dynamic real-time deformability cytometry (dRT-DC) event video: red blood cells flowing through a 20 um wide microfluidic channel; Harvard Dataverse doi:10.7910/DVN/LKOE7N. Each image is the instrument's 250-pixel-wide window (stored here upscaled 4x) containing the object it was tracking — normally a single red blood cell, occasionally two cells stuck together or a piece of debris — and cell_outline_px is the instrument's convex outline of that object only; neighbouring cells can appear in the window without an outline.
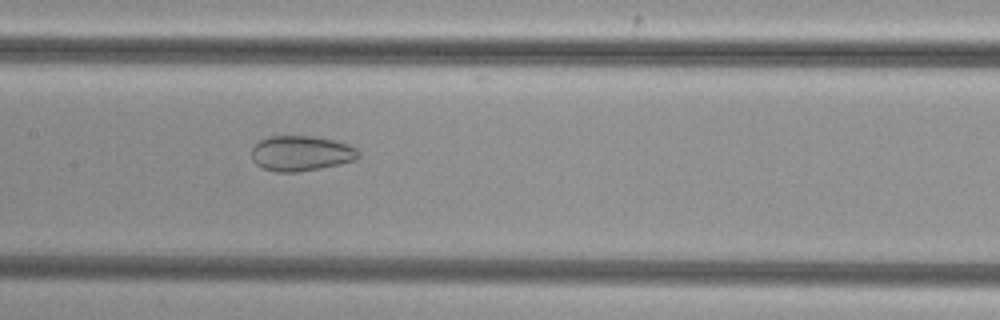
{"species": "common noctule bat (a hibernating species)", "species_latin": "Nyctalus noctula", "temperature_condition": "cold", "stored_images_in_passage": 40, "camera_frame_rate_fps": 3000, "um_per_image_px": 0.085, "animal": {"sex": "female", "body_mass_g": 29.2, "forearm_length_mm": 56.3}, "frame": {"image": 1, "passage_image": 14, "time_ms": 4.333, "image_size_px": [1000, 320], "cell_outline_px": [[360, 156], [356, 160], [340, 164], [300, 172], [276, 172], [264, 168], [256, 164], [252, 160], [252, 148], [260, 140], [272, 136], [312, 136], [332, 140], [348, 144], [356, 148], [360, 152]], "centroid_in_image_um": [25.61, 13.04], "position_along_channel_um": 181.8, "area_um2": 21.96}}
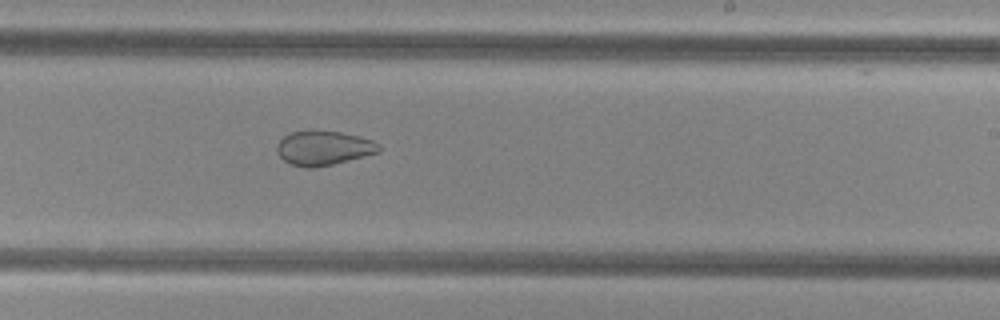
{"frame": {"image": 2, "passage_image": 20, "time_ms": 6.333, "image_size_px": [1000, 320], "cell_outline_px": [[380, 152], [316, 168], [304, 168], [292, 164], [284, 160], [276, 152], [276, 144], [284, 136], [292, 132], [312, 128], [340, 132], [360, 136], [372, 140], [380, 144]], "centroid_in_image_um": [27.48, 12.55], "position_along_channel_um": 261.5, "area_um2": 20.87}}
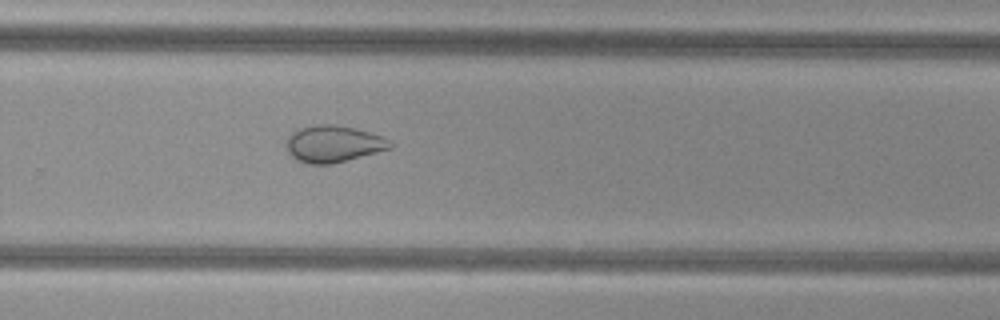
{"frame": {"image": 3, "passage_image": 23, "time_ms": 7.333, "image_size_px": [1000, 320], "cell_outline_px": [[392, 148], [332, 164], [308, 164], [292, 156], [288, 152], [288, 136], [292, 132], [300, 128], [316, 124], [332, 124], [352, 128], [384, 136], [392, 144]], "centroid_in_image_um": [28.35, 12.23], "position_along_channel_um": 301.5, "area_um2": 21.91}}